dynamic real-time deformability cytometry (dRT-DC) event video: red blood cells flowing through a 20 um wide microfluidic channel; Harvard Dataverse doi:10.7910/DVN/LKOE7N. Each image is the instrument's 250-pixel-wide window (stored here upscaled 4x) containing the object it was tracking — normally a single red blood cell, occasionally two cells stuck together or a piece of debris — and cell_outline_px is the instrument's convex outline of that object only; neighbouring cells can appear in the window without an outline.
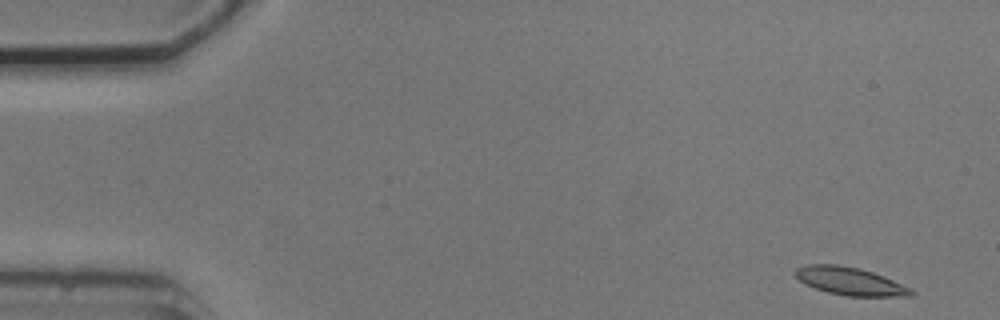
{"species": "common noctule bat (a hibernating species)", "species_latin": "Nyctalus noctula", "temperature_condition": "cold", "stored_images_in_passage": 4, "camera_frame_rate_fps": 3000, "um_per_image_px": 0.085, "animal": {"sex": "male", "body_mass_g": 20.5, "forearm_length_mm": 52.5}, "frame": {"image": 1, "passage_image": 1, "time_ms": 0.0, "image_size_px": [1000, 320], "cell_outline_px": [[916, 296], [848, 296], [828, 292], [804, 284], [792, 272], [796, 268], [808, 264], [836, 264], [860, 268], [884, 276], [912, 288], [916, 292]], "centroid_in_image_um": [72.28, 23.9], "position_along_channel_um": 12.7, "area_um2": 18.96}}
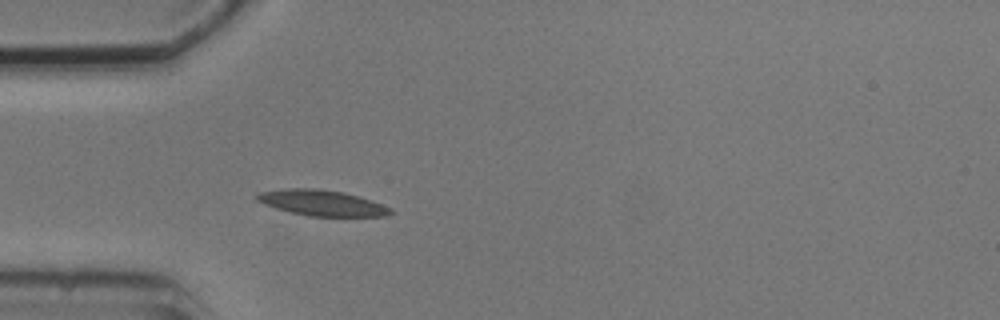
{"frame": {"image": 2, "passage_image": 4, "time_ms": 4.333, "image_size_px": [1000, 320], "cell_outline_px": [[396, 212], [388, 216], [308, 216], [276, 208], [264, 204], [256, 200], [252, 196], [260, 192], [284, 188], [320, 188], [344, 192], [360, 196], [392, 208]], "centroid_in_image_um": [27.38, 17.23], "position_along_channel_um": 57.6, "area_um2": 20.29}}